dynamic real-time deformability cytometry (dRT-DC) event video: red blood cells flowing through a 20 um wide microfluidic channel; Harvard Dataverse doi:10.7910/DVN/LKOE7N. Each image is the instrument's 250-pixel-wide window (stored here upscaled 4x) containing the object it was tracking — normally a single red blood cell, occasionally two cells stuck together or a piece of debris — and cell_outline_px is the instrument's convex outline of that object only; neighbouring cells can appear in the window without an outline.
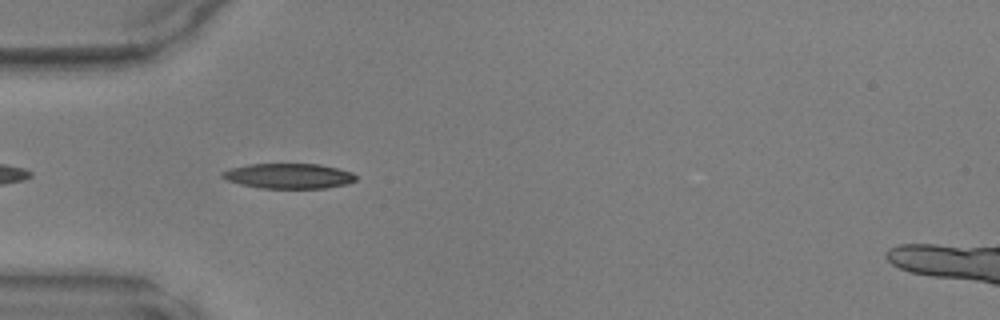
{"species": "common noctule bat (a hibernating species)", "species_latin": "Nyctalus noctula", "temperature_condition": "warm", "stored_images_in_passage": 35, "camera_frame_rate_fps": 3000, "um_per_image_px": 0.085, "animal": {"sex": "male", "body_mass_g": 17.9, "forearm_length_mm": 54.2}, "frame": {"image": 1, "passage_image": 2, "time_ms": 0.333, "image_size_px": [1000, 320], "cell_outline_px": [[356, 180], [344, 184], [324, 188], [260, 188], [240, 184], [228, 180], [220, 176], [220, 172], [228, 168], [248, 164], [320, 164], [352, 172], [356, 176]], "centroid_in_image_um": [24.48, 14.95], "position_along_channel_um": 60.5, "area_um2": 19.54}}
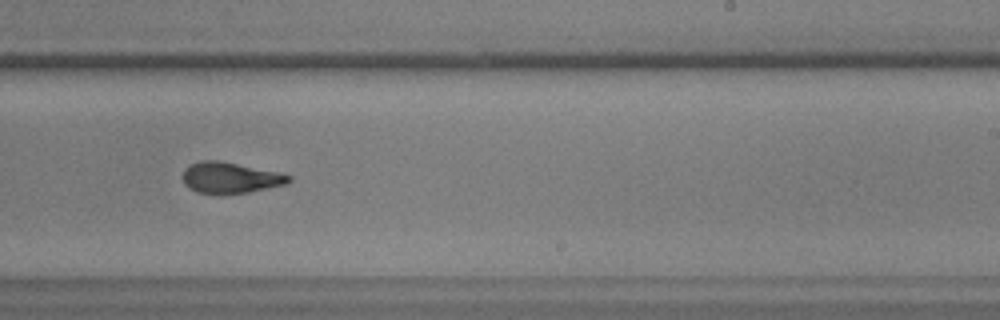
{"frame": {"image": 2, "passage_image": 17, "time_ms": 5.333, "image_size_px": [1000, 320], "cell_outline_px": [[292, 180], [288, 184], [248, 192], [200, 192], [188, 188], [184, 184], [184, 168], [200, 160], [220, 160], [280, 172], [292, 176]], "centroid_in_image_um": [19.63, 15.07], "position_along_channel_um": 269.4, "area_um2": 18.9}}
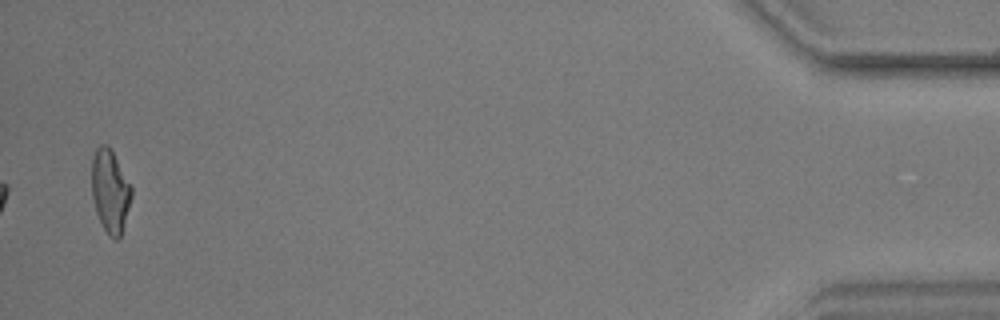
{"frame": {"image": 3, "passage_image": 34, "time_ms": 11.0, "image_size_px": [1000, 320], "cell_outline_px": [[132, 196], [120, 240], [112, 240], [108, 236], [96, 212], [92, 196], [92, 156], [96, 148], [100, 144], [108, 144], [132, 188]], "centroid_in_image_um": [9.36, 16.27], "position_along_channel_um": 425.8, "area_um2": 19.25}}